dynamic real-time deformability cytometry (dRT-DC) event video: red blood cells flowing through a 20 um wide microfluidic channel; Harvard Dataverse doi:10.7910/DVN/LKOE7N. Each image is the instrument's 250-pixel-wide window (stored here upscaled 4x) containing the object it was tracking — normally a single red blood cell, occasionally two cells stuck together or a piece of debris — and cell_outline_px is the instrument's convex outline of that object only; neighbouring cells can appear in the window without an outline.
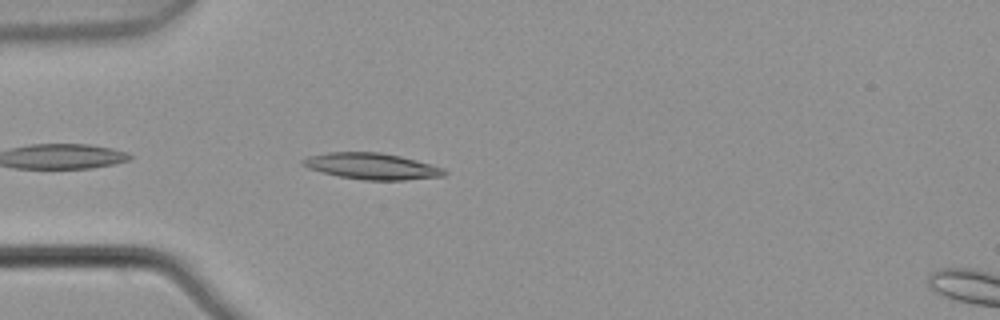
{"species": "common noctule bat (a hibernating species)", "species_latin": "Nyctalus noctula", "temperature_condition": "warm", "stored_images_in_passage": 4, "camera_frame_rate_fps": 3000, "um_per_image_px": 0.085, "animal": {"sex": "male", "body_mass_g": 21.5, "forearm_length_mm": 52.0}, "frame": {"image": 1, "passage_image": 3, "time_ms": 0.667, "image_size_px": [1000, 320], "cell_outline_px": [[448, 172], [444, 176], [404, 180], [364, 180], [340, 176], [308, 168], [300, 164], [300, 160], [308, 156], [328, 152], [380, 152], [400, 156], [444, 168]], "centroid_in_image_um": [31.59, 14.12], "position_along_channel_um": 53.4, "area_um2": 21.56}}